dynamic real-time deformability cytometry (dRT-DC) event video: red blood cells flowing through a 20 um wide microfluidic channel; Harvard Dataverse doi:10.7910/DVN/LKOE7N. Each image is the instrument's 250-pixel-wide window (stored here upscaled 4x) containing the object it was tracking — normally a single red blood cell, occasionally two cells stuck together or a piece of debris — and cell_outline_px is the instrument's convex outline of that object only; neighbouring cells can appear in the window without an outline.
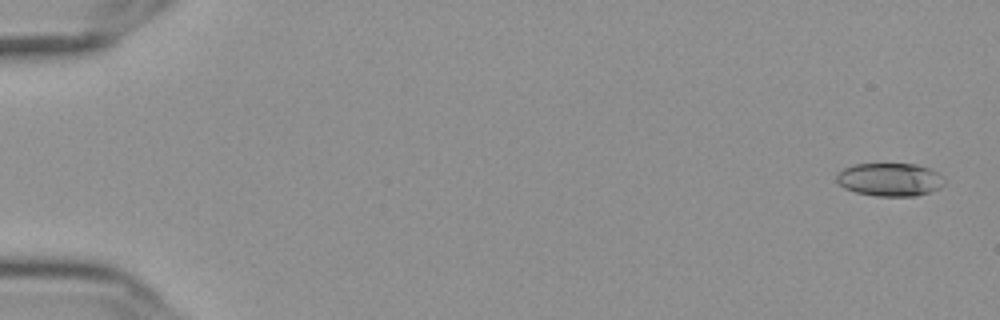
{"species": "Egyptian fruit bat (a non-hibernating species)", "species_latin": "Rousettus aegyptiacus", "temperature_condition": "cold", "stored_images_in_passage": 15, "camera_frame_rate_fps": 3000, "um_per_image_px": 0.085, "frame": {"image": 1, "passage_image": 2, "time_ms": 0.333, "image_size_px": [1000, 320], "cell_outline_px": [[944, 184], [940, 188], [916, 196], [876, 196], [856, 192], [844, 188], [836, 180], [836, 172], [852, 164], [916, 164], [928, 168], [944, 176]], "centroid_in_image_um": [75.62, 15.26], "position_along_channel_um": 9.4, "area_um2": 20.92}}